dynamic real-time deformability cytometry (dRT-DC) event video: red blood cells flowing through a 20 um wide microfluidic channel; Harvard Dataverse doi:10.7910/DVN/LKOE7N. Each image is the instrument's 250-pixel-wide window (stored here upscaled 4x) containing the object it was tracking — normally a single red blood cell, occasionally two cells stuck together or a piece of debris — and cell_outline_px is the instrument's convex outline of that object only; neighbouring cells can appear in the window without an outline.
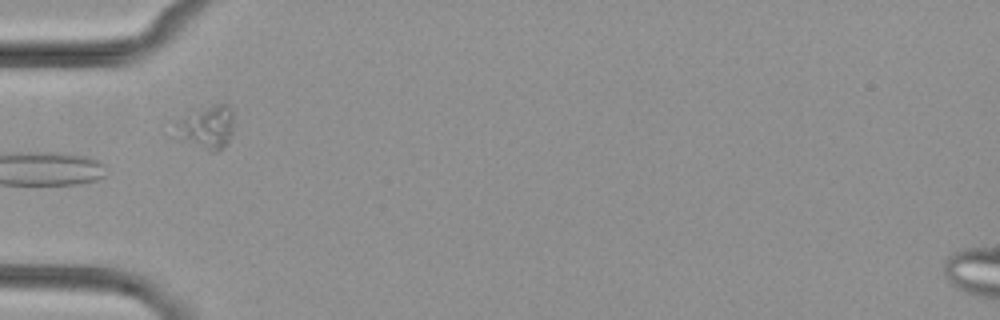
{"species": "common noctule bat (a hibernating species)", "species_latin": "Nyctalus noctula", "temperature_condition": "cold", "stored_images_in_passage": 6, "camera_frame_rate_fps": 3000, "um_per_image_px": 0.085, "animal": {"sex": "female", "body_mass_g": 29.2, "forearm_length_mm": 56.3}, "frame": {"image": 1, "passage_image": 5, "time_ms": 5.333, "image_size_px": [1000, 320], "cell_outline_px": [[232, 136], [224, 148], [216, 152], [212, 152], [172, 136], [176, 124], [188, 112], [216, 104], [228, 104], [232, 108]], "centroid_in_image_um": [17.56, 10.83], "position_along_channel_um": 67.4, "area_um2": 14.97}}